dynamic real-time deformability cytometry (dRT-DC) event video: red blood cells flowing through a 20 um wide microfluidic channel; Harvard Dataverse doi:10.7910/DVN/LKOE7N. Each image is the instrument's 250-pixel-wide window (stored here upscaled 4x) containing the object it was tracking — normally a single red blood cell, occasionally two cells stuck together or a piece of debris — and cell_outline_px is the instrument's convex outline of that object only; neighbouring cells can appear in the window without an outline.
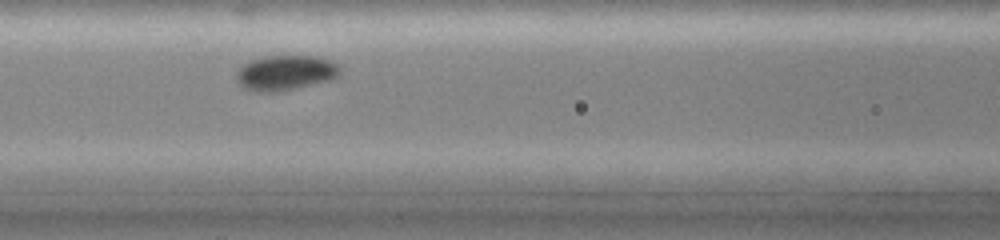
{"species": "common noctule bat (a hibernating species)", "species_latin": "Nyctalus noctula", "temperature_condition": "cold", "stored_images_in_passage": 12, "camera_frame_rate_fps": 3000, "um_per_image_px": 0.085, "animal": {"sex": "female", "body_mass_g": 19.0, "forearm_length_mm": 51.5}, "frame": {"image": 1, "passage_image": 10, "time_ms": 3.0, "image_size_px": [1000, 240], "cell_outline_px": [[340, 72], [332, 80], [296, 88], [276, 92], [256, 92], [244, 88], [236, 80], [236, 72], [244, 64], [252, 60], [268, 56], [312, 56], [328, 60], [340, 64]], "centroid_in_image_um": [24.26, 6.2], "position_along_channel_um": 142.3, "area_um2": 21.1}}